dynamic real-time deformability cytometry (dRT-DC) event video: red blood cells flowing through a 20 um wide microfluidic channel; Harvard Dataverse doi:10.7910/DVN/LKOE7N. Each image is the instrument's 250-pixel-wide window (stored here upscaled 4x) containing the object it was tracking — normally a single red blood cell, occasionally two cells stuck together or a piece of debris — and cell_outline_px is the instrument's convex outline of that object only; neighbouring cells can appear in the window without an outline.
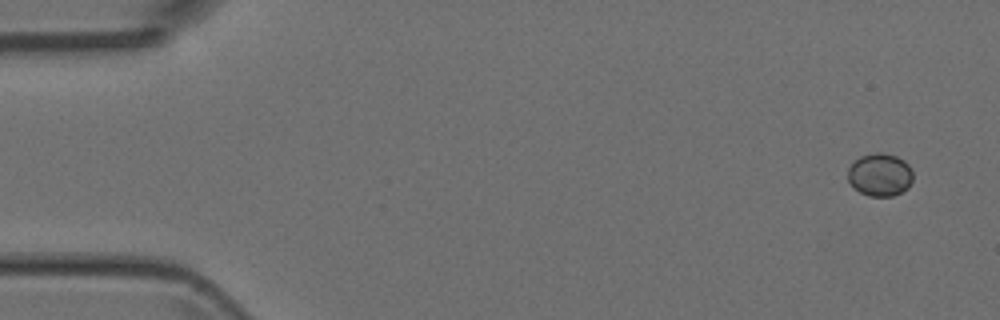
{"species": "Egyptian fruit bat (a non-hibernating species)", "species_latin": "Rousettus aegyptiacus", "temperature_condition": "room temperature", "stored_images_in_passage": 5, "camera_frame_rate_fps": 3000, "um_per_image_px": 0.085, "animal": {"sex": "female"}, "frame": {"image": 1, "passage_image": 1, "time_ms": 0.0, "image_size_px": [1000, 320], "cell_outline_px": [[912, 180], [908, 188], [892, 196], [868, 196], [860, 192], [848, 180], [848, 168], [860, 156], [876, 152], [884, 152], [896, 156], [904, 160], [908, 164], [912, 172]], "centroid_in_image_um": [74.8, 14.84], "position_along_channel_um": 10.2, "area_um2": 16.18}}
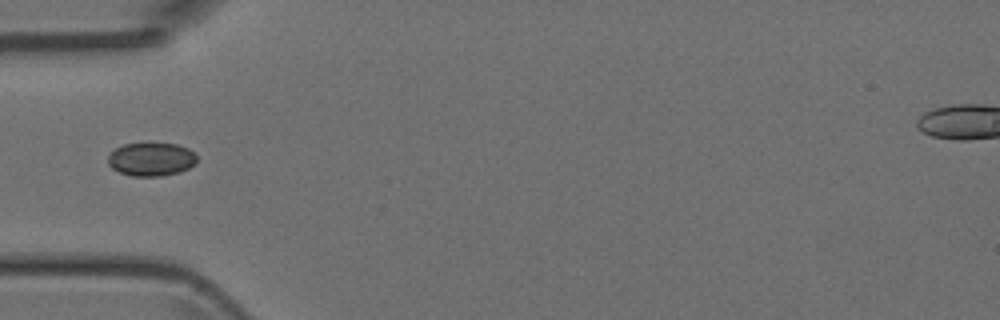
{"frame": {"image": 2, "passage_image": 4, "time_ms": 4.667, "image_size_px": [1000, 320], "cell_outline_px": [[196, 164], [180, 172], [160, 176], [132, 176], [120, 172], [112, 168], [108, 164], [108, 156], [116, 148], [124, 144], [176, 144], [188, 148], [196, 152]], "centroid_in_image_um": [12.88, 13.55], "position_along_channel_um": 72.1, "area_um2": 17.22}}
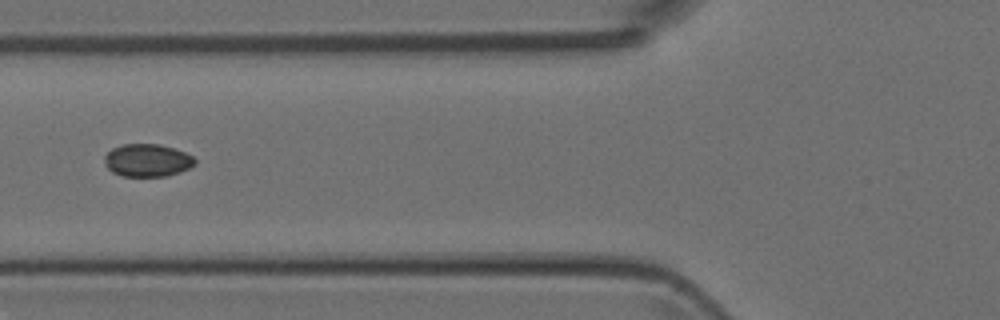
{"frame": {"image": 3, "passage_image": 5, "time_ms": 5.667, "image_size_px": [1000, 320], "cell_outline_px": [[196, 164], [180, 172], [164, 176], [124, 176], [112, 172], [104, 164], [104, 156], [112, 148], [124, 144], [160, 144], [184, 152], [192, 156], [196, 160]], "centroid_in_image_um": [12.51, 13.62], "position_along_channel_um": 113.3, "area_um2": 17.17}}